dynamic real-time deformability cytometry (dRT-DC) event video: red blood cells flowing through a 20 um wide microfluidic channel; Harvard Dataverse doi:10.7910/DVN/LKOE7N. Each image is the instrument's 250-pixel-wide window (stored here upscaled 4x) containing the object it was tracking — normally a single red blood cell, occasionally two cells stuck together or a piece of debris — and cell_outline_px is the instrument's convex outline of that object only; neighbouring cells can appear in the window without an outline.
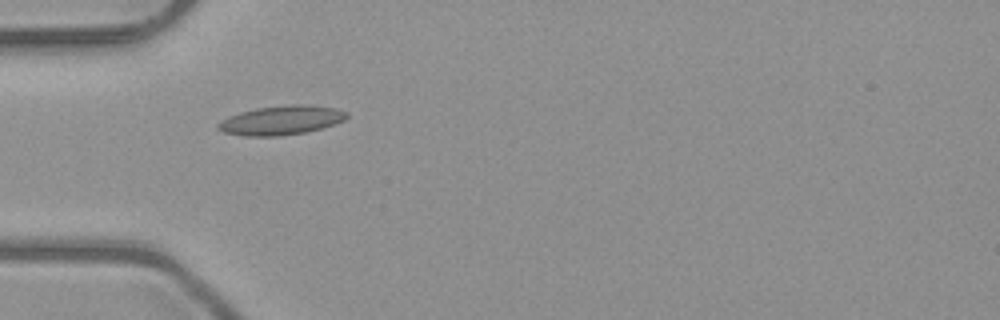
{"species": "common noctule bat (a hibernating species)", "species_latin": "Nyctalus noctula", "temperature_condition": "room temperature", "stored_images_in_passage": 36, "camera_frame_rate_fps": 3000, "um_per_image_px": 0.085, "animal": {"sex": "male", "body_mass_g": 23.1, "forearm_length_mm": 52.7}, "frame": {"image": 1, "passage_image": 1, "time_ms": 0.0, "image_size_px": [1000, 320], "cell_outline_px": [[348, 116], [344, 120], [320, 128], [304, 132], [276, 136], [248, 136], [224, 132], [216, 128], [216, 124], [228, 116], [240, 112], [256, 108], [292, 104], [308, 104], [336, 108], [348, 112]], "centroid_in_image_um": [23.89, 10.2], "position_along_channel_um": 61.1, "area_um2": 21.73}}
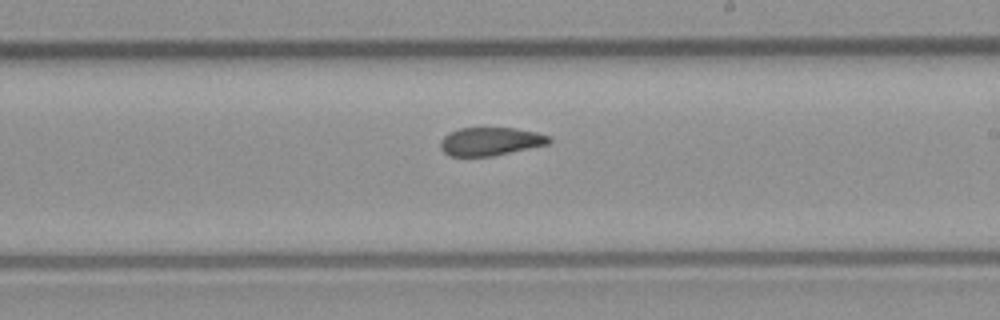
{"frame": {"image": 2, "passage_image": 15, "time_ms": 4.667, "image_size_px": [1000, 320], "cell_outline_px": [[552, 140], [548, 144], [492, 156], [448, 156], [440, 148], [440, 140], [444, 136], [460, 128], [516, 128], [536, 132], [548, 136]], "centroid_in_image_um": [41.67, 12.02], "position_along_channel_um": 247.3, "area_um2": 17.74}}
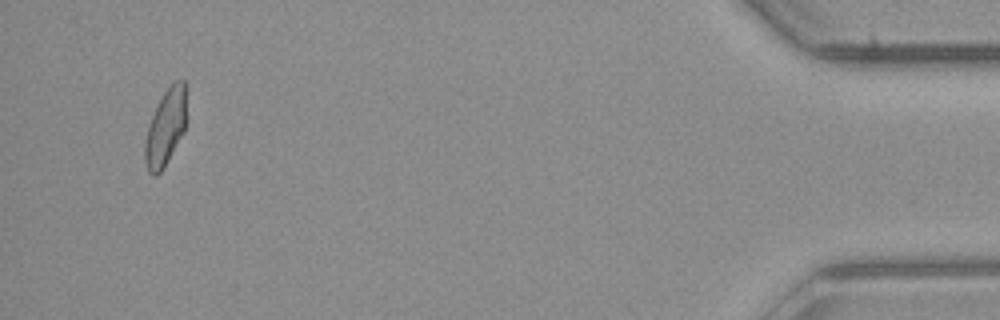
{"frame": {"image": 3, "passage_image": 34, "time_ms": 11.0, "image_size_px": [1000, 320], "cell_outline_px": [[188, 88], [184, 132], [164, 168], [156, 176], [152, 176], [148, 172], [144, 160], [144, 144], [148, 128], [152, 116], [164, 92], [176, 80], [184, 80]], "centroid_in_image_um": [14.1, 10.84], "position_along_channel_um": 421.1, "area_um2": 18.73}, "authors_computed_cell_mechanics": {"area_um2": 18.7561, "velocity_mm_per_s": 4.0215, "shape_relaxation_time_tau1_ms": null, "shape_relaxation_time_tau2_ms": 2.2697, "deformation_change_tau1": null, "deformation_change_tau2": 0.0873}}